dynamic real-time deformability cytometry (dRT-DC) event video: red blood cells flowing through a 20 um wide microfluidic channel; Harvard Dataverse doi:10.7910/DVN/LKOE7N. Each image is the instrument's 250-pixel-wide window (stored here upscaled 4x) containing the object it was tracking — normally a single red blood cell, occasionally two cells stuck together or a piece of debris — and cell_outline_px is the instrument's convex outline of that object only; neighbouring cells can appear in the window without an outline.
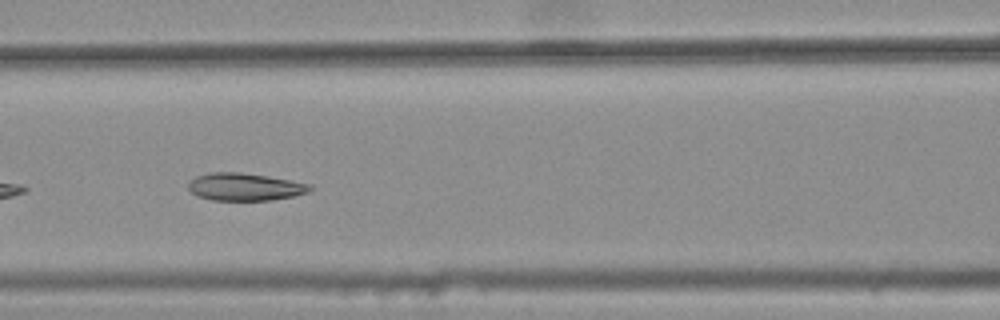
{"species": "common noctule bat (a hibernating species)", "species_latin": "Nyctalus noctula", "temperature_condition": "warm", "stored_images_in_passage": 8, "camera_frame_rate_fps": 3000, "um_per_image_px": 0.085, "animal": {"sex": "female", "body_mass_g": 25.1}, "frame": {"image": 1, "passage_image": 5, "time_ms": 1.333, "image_size_px": [1000, 320], "cell_outline_px": [[312, 188], [308, 192], [292, 196], [272, 200], [212, 200], [196, 196], [188, 188], [188, 184], [196, 176], [212, 172], [240, 172], [268, 176], [312, 184]], "centroid_in_image_um": [20.81, 15.88], "position_along_channel_um": 145.8, "area_um2": 19.48}}
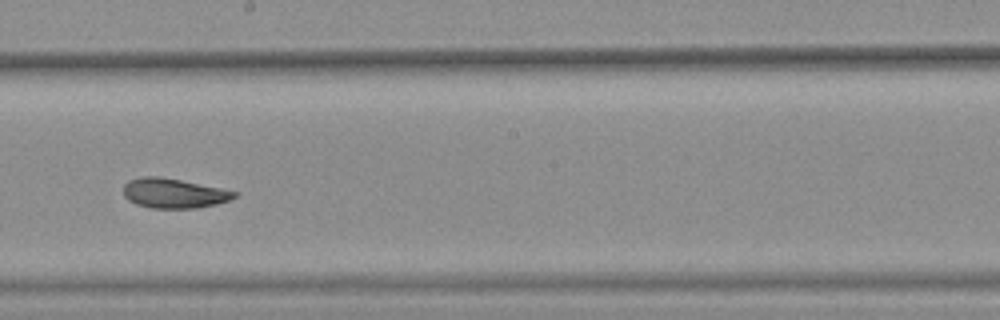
{"frame": {"image": 2, "passage_image": 7, "time_ms": 2.0, "image_size_px": [1000, 320], "cell_outline_px": [[236, 196], [228, 200], [216, 204], [196, 208], [152, 208], [136, 204], [128, 200], [124, 196], [124, 184], [128, 180], [140, 176], [160, 176], [220, 188], [236, 192]], "centroid_in_image_um": [14.71, 16.42], "position_along_channel_um": 233.5, "area_um2": 19.07}}
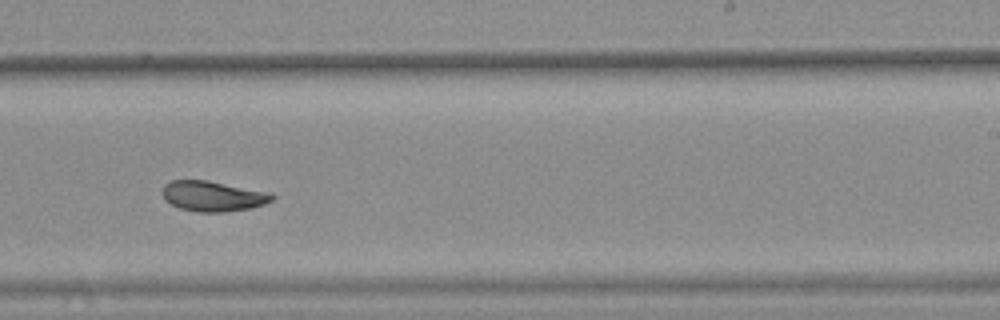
{"frame": {"image": 3, "passage_image": 8, "time_ms": 2.333, "image_size_px": [1000, 320], "cell_outline_px": [[276, 196], [272, 200], [264, 204], [252, 208], [224, 212], [196, 212], [180, 208], [164, 200], [164, 184], [172, 180], [208, 180], [272, 192]], "centroid_in_image_um": [18.15, 16.67], "position_along_channel_um": 270.8, "area_um2": 19.54}}